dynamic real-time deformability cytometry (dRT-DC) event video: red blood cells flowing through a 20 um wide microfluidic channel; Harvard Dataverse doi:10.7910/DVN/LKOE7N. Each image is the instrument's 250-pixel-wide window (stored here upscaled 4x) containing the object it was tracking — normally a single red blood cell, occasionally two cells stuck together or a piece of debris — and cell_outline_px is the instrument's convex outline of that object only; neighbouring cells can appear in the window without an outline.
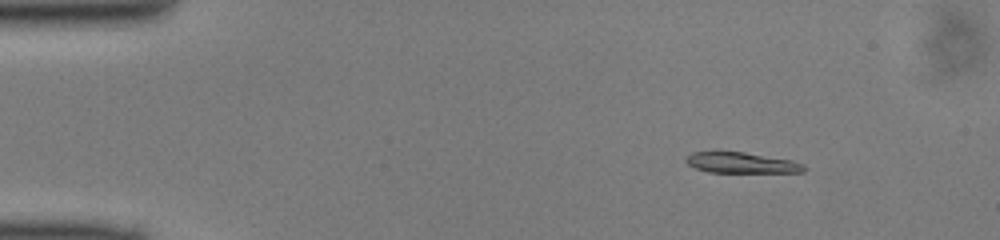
{"species": "common noctule bat (a hibernating species)", "species_latin": "Nyctalus noctula", "temperature_condition": "cold", "stored_images_in_passage": 49, "camera_frame_rate_fps": 3000, "um_per_image_px": 0.085, "animal": {"sex": "male", "body_mass_g": 13.0, "forearm_length_mm": 53.1}, "frame": {"image": 1, "passage_image": 7, "time_ms": 2.0, "image_size_px": [1000, 240], "cell_outline_px": [[808, 168], [804, 172], [708, 172], [696, 168], [688, 164], [684, 160], [692, 152], [716, 148], [744, 152], [792, 160], [804, 164]], "centroid_in_image_um": [62.96, 13.79], "position_along_channel_um": 22.0, "area_um2": 14.91}}
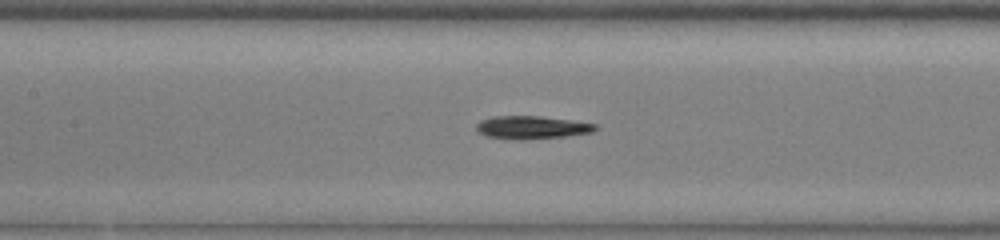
{"frame": {"image": 2, "passage_image": 23, "time_ms": 7.333, "image_size_px": [1000, 240], "cell_outline_px": [[600, 128], [592, 132], [564, 136], [488, 136], [480, 132], [476, 128], [476, 124], [480, 120], [492, 116], [540, 116], [596, 124]], "centroid_in_image_um": [45.25, 10.76], "position_along_channel_um": 162.2, "area_um2": 14.62}}
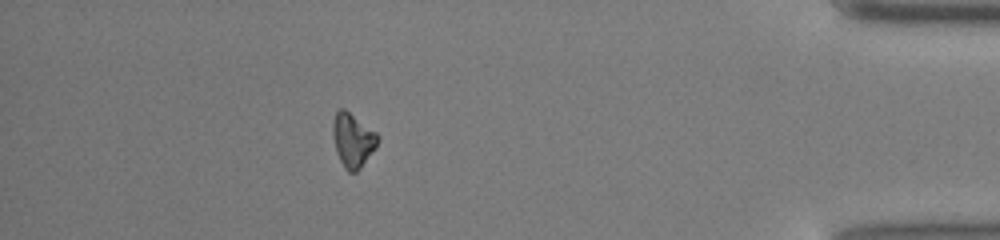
{"frame": {"image": 3, "passage_image": 44, "time_ms": 14.333, "image_size_px": [1000, 240], "cell_outline_px": [[380, 140], [376, 148], [360, 168], [356, 172], [348, 172], [344, 168], [336, 152], [332, 136], [332, 124], [336, 112], [340, 108], [344, 108], [376, 132], [380, 136]], "centroid_in_image_um": [29.99, 11.91], "position_along_channel_um": 405.2, "area_um2": 14.28}}